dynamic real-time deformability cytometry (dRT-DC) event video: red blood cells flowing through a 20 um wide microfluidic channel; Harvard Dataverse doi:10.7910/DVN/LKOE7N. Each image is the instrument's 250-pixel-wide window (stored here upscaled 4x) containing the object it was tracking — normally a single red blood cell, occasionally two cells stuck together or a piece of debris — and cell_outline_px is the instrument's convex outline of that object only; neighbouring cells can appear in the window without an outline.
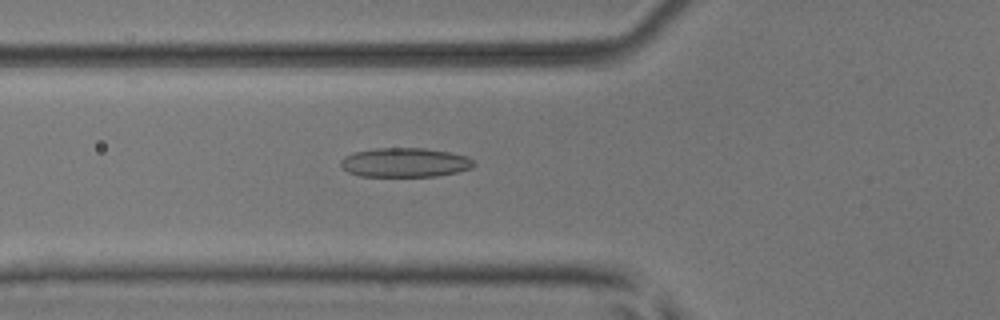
{"species": "common noctule bat (a hibernating species)", "species_latin": "Nyctalus noctula", "temperature_condition": "room temperature", "stored_images_in_passage": 42, "camera_frame_rate_fps": 3000, "um_per_image_px": 0.085, "animal": {"sex": "male", "body_mass_g": 17.9, "forearm_length_mm": 54.2}, "frame": {"image": 1, "passage_image": 19, "time_ms": 6.0, "image_size_px": [1000, 320], "cell_outline_px": [[476, 164], [472, 168], [456, 172], [436, 176], [360, 176], [348, 172], [340, 164], [340, 160], [344, 156], [356, 152], [376, 148], [424, 148], [448, 152], [468, 156]], "centroid_in_image_um": [34.42, 13.81], "position_along_channel_um": 91.4, "area_um2": 22.6}}
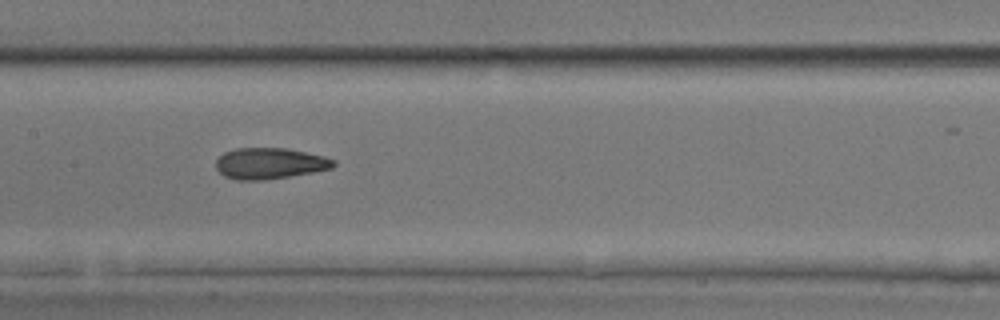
{"frame": {"image": 2, "passage_image": 26, "time_ms": 8.333, "image_size_px": [1000, 320], "cell_outline_px": [[336, 164], [332, 168], [312, 172], [264, 180], [236, 180], [224, 176], [216, 168], [216, 160], [224, 152], [236, 148], [284, 148], [324, 156], [336, 160]], "centroid_in_image_um": [22.91, 13.89], "position_along_channel_um": 184.5, "area_um2": 21.21}}
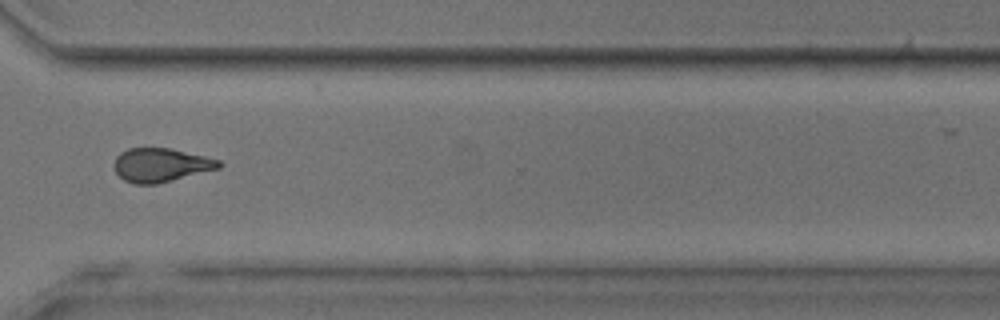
{"frame": {"image": 3, "passage_image": 39, "time_ms": 12.667, "image_size_px": [1000, 320], "cell_outline_px": [[224, 164], [220, 168], [156, 184], [132, 184], [124, 180], [116, 172], [112, 164], [116, 156], [120, 152], [128, 148], [172, 148], [220, 160]], "centroid_in_image_um": [13.65, 14.02], "position_along_channel_um": 356.9, "area_um2": 20.75}}